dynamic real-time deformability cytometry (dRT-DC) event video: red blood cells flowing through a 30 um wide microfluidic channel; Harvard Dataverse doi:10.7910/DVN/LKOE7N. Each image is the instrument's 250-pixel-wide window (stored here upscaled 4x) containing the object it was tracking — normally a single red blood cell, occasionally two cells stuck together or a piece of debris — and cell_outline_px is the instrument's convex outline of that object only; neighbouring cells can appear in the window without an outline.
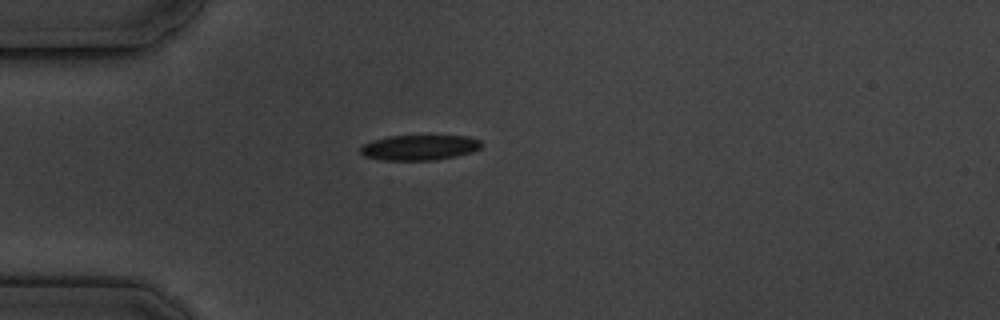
{"species": "common noctule bat (a hibernating species)", "species_latin": "Nyctalus noctula", "temperature_condition": "cold", "stored_images_in_passage": 2, "camera_frame_rate_fps": 3000, "um_per_image_px": 0.085, "animal": {"sex": "male", "body_mass_g": 19.5, "forearm_length_mm": 54.6}, "frame": {"image": 1, "passage_image": 1, "time_ms": 0.0, "image_size_px": [1000, 320], "cell_outline_px": [[484, 144], [480, 148], [472, 152], [456, 156], [436, 160], [384, 160], [364, 156], [360, 152], [360, 148], [364, 144], [372, 140], [388, 136], [428, 132], [468, 136], [480, 140]], "centroid_in_image_um": [35.72, 12.47], "position_along_channel_um": 49.3, "area_um2": 19.02}}